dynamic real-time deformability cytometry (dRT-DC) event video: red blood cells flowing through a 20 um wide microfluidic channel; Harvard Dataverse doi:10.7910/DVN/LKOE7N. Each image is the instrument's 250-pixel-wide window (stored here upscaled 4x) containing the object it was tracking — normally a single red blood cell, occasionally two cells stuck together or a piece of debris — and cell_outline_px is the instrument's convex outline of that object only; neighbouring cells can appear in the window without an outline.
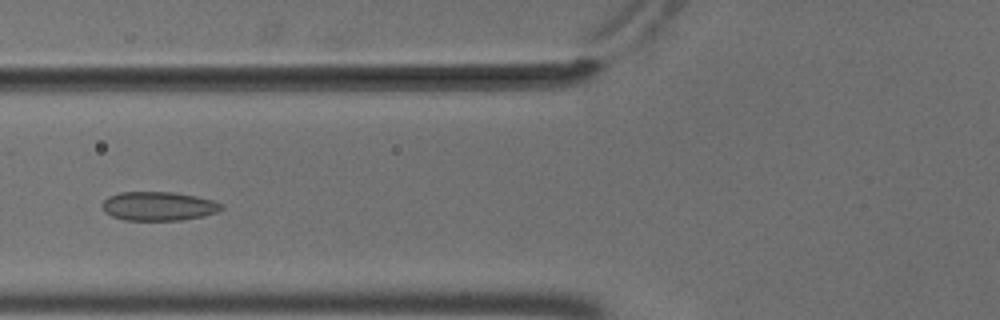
{"species": "common noctule bat (a hibernating species)", "species_latin": "Nyctalus noctula", "temperature_condition": "cold", "stored_images_in_passage": 50, "camera_frame_rate_fps": 3000, "um_per_image_px": 0.085, "animal": {"sex": "male", "body_mass_g": 18.8}, "frame": {"image": 1, "passage_image": 18, "time_ms": 5.667, "image_size_px": [1000, 320], "cell_outline_px": [[224, 208], [220, 212], [204, 216], [180, 220], [124, 220], [112, 216], [104, 212], [100, 204], [108, 196], [120, 192], [172, 192], [196, 196], [212, 200], [224, 204]], "centroid_in_image_um": [13.48, 17.52], "position_along_channel_um": 112.3, "area_um2": 20.35}}
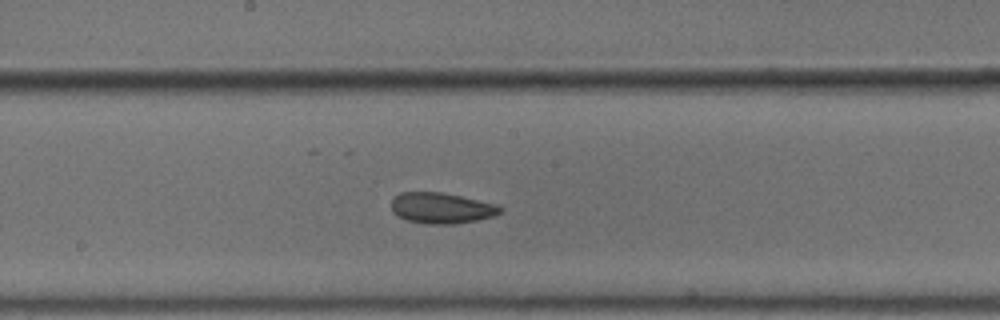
{"frame": {"image": 2, "passage_image": 26, "time_ms": 8.333, "image_size_px": [1000, 320], "cell_outline_px": [[504, 208], [500, 212], [492, 216], [476, 220], [452, 224], [424, 224], [404, 220], [392, 212], [392, 200], [400, 192], [440, 192], [460, 196], [496, 204]], "centroid_in_image_um": [37.49, 17.69], "position_along_channel_um": 210.7, "area_um2": 19.48}}
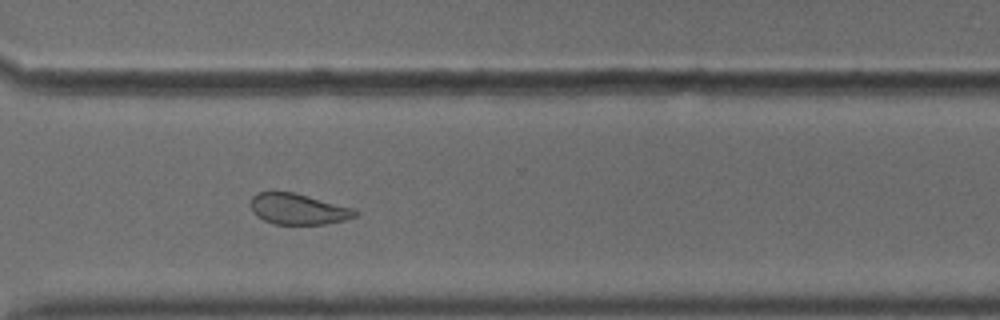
{"frame": {"image": 3, "passage_image": 37, "time_ms": 12.0, "image_size_px": [1000, 320], "cell_outline_px": [[360, 212], [356, 216], [344, 220], [324, 224], [272, 224], [256, 216], [252, 212], [252, 196], [256, 192], [292, 192], [356, 208]], "centroid_in_image_um": [25.37, 17.77], "position_along_channel_um": 345.2, "area_um2": 18.84}}